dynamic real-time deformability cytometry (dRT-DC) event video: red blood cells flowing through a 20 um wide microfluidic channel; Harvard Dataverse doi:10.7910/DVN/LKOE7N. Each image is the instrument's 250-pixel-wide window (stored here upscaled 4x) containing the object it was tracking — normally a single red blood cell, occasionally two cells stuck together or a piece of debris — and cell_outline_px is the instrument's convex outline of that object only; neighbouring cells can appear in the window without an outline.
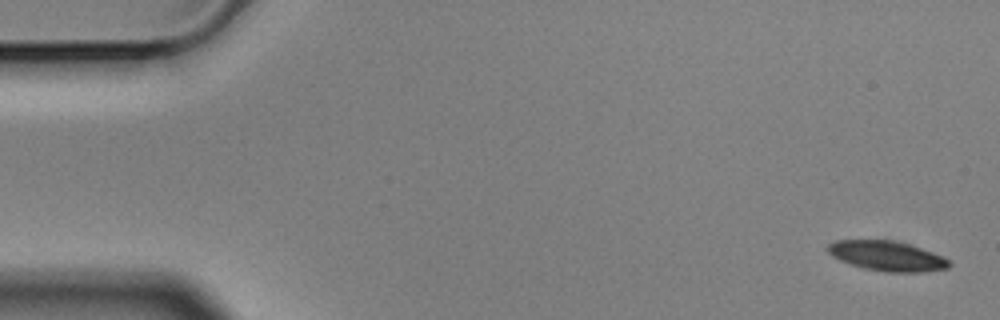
{"species": "Egyptian fruit bat (a non-hibernating species)", "species_latin": "Rousettus aegyptiacus", "temperature_condition": "cold", "stored_images_in_passage": 5, "camera_frame_rate_fps": 3000, "um_per_image_px": 0.085, "animal": {"sex": "male"}, "frame": {"image": 1, "passage_image": 1, "time_ms": 0.0, "image_size_px": [1000, 320], "cell_outline_px": [[952, 264], [948, 268], [920, 272], [884, 272], [864, 268], [840, 260], [832, 256], [828, 252], [828, 244], [836, 240], [892, 240], [908, 244], [932, 252], [948, 260]], "centroid_in_image_um": [75.38, 21.76], "position_along_channel_um": 9.6, "area_um2": 20.87}}